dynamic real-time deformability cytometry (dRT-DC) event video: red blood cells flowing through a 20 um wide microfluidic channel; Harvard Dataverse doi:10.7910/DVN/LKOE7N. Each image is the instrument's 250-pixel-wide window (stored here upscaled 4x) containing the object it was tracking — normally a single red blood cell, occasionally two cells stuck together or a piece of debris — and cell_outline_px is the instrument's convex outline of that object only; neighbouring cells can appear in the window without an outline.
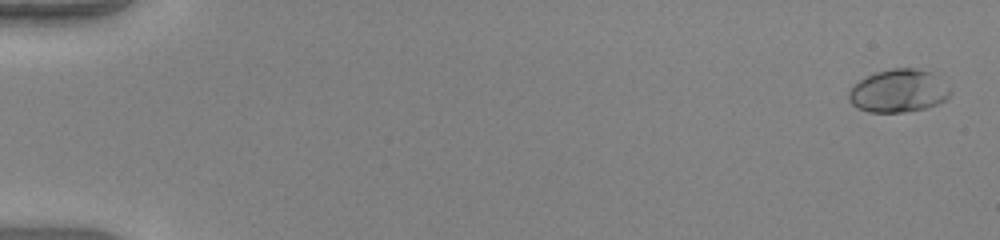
{"species": "human", "species_latin": "Homo sapiens", "temperature_condition": "warm", "stored_images_in_passage": 51, "camera_frame_rate_fps": 3000, "um_per_image_px": 0.085, "donor": {"sex": "female"}, "frame": {"image": 1, "passage_image": 2, "time_ms": 0.333, "image_size_px": [1000, 240], "cell_outline_px": [[952, 92], [940, 104], [924, 108], [904, 112], [868, 112], [856, 108], [848, 100], [848, 92], [860, 80], [876, 72], [892, 68], [916, 68], [928, 72], [948, 88]], "centroid_in_image_um": [76.32, 7.75], "position_along_channel_um": 8.7, "area_um2": 24.97}}
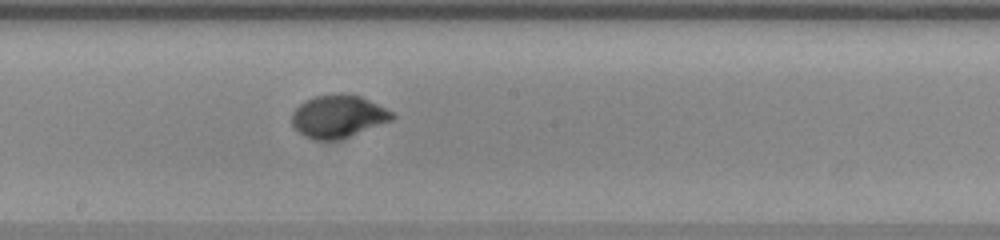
{"frame": {"image": 2, "passage_image": 30, "time_ms": 9.667, "image_size_px": [1000, 240], "cell_outline_px": [[396, 116], [392, 120], [348, 136], [336, 140], [312, 140], [304, 136], [292, 124], [292, 112], [304, 100], [316, 96], [340, 92], [348, 92], [360, 96], [392, 112]], "centroid_in_image_um": [28.71, 9.87], "position_along_channel_um": 219.5, "area_um2": 24.8}}
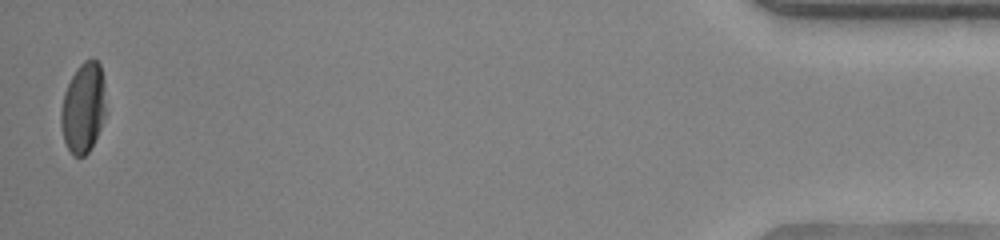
{"frame": {"image": 3, "passage_image": 51, "time_ms": 16.667, "image_size_px": [1000, 240], "cell_outline_px": [[104, 120], [88, 152], [84, 156], [72, 156], [64, 140], [60, 124], [60, 112], [64, 92], [76, 68], [84, 60], [92, 56], [100, 64], [104, 80]], "centroid_in_image_um": [7.06, 9.13], "position_along_channel_um": 428.1, "area_um2": 23.58}, "authors_computed_cell_mechanics": {"area_um2": 24.0448, "velocity_mm_per_s": 4.1556, "shape_relaxation_time_tau1_ms": 3.6135, "shape_relaxation_time_tau2_ms": null, "deformation_change_tau1": 0.1924, "deformation_change_tau2": null}}